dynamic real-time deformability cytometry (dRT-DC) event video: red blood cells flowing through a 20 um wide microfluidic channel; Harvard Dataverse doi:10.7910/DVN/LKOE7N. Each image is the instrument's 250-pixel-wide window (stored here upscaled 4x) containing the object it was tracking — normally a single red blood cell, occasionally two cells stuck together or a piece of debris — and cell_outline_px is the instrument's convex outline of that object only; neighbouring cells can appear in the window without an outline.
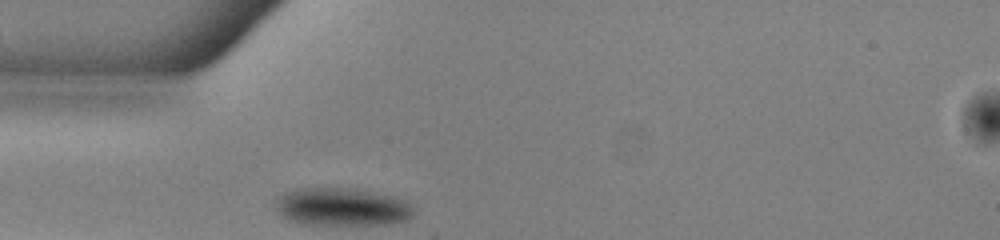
{"species": "common noctule bat (a hibernating species)", "species_latin": "Nyctalus noctula", "temperature_condition": "warm", "stored_images_in_passage": 28, "camera_frame_rate_fps": 3000, "um_per_image_px": 0.085, "animal": {"sex": "male", "body_mass_g": 13.0, "forearm_length_mm": 53.1}, "frame": {"image": 1, "passage_image": 1, "time_ms": 0.0, "image_size_px": [1000, 240], "cell_outline_px": [[416, 216], [408, 220], [392, 224], [300, 224], [288, 220], [280, 216], [276, 212], [276, 200], [280, 196], [288, 192], [300, 188], [356, 188], [392, 196], [408, 200], [412, 204]], "centroid_in_image_um": [29.13, 17.59], "position_along_channel_um": 55.9, "area_um2": 30.98}}
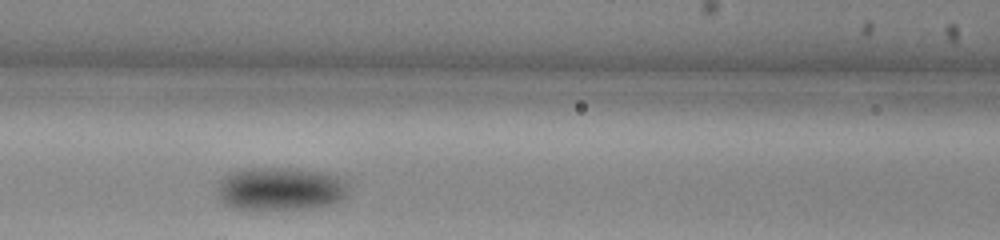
{"frame": {"image": 2, "passage_image": 8, "time_ms": 2.333, "image_size_px": [1000, 240], "cell_outline_px": [[348, 196], [332, 204], [320, 208], [232, 208], [224, 204], [216, 196], [216, 188], [224, 176], [232, 172], [244, 168], [288, 168], [320, 172], [336, 176], [344, 180], [348, 184]], "centroid_in_image_um": [23.83, 16.05], "position_along_channel_um": 142.8, "area_um2": 33.0}}
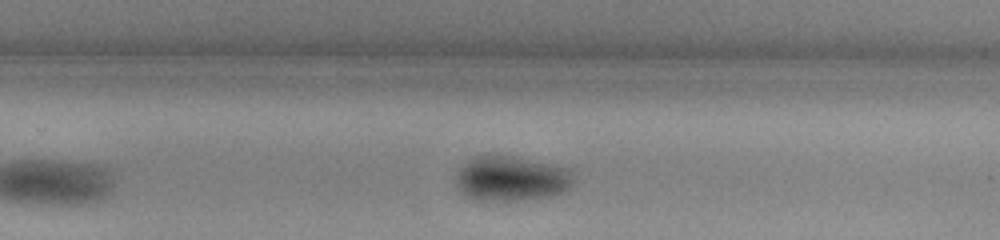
{"frame": {"image": 3, "passage_image": 19, "time_ms": 6.0, "image_size_px": [1000, 240], "cell_outline_px": [[572, 184], [568, 188], [560, 192], [544, 196], [504, 200], [476, 200], [464, 192], [460, 188], [456, 176], [456, 172], [472, 156], [504, 156], [552, 164], [568, 168], [572, 180]], "centroid_in_image_um": [43.42, 15.16], "position_along_channel_um": 286.4, "area_um2": 29.48}}